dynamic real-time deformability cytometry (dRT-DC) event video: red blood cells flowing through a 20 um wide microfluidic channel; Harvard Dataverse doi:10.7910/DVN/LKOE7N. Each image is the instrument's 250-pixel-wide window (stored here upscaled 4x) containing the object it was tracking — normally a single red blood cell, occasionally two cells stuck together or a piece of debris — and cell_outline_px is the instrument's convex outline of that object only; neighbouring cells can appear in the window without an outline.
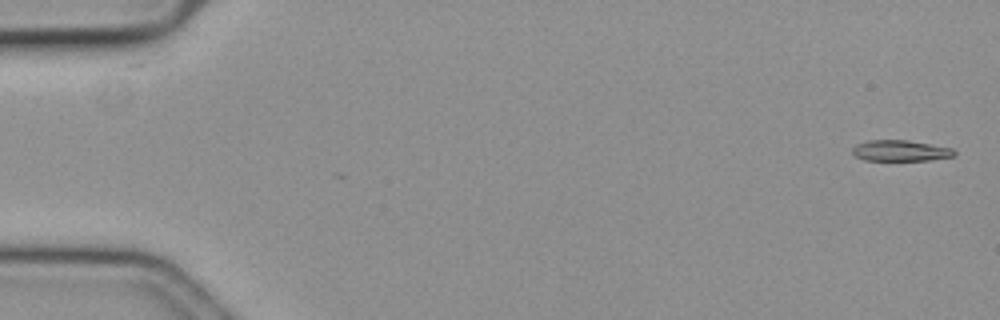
{"species": "common noctule bat (a hibernating species)", "species_latin": "Nyctalus noctula", "temperature_condition": "cold", "stored_images_in_passage": 58, "camera_frame_rate_fps": 3000, "um_per_image_px": 0.085, "animal": {"sex": "female", "body_mass_g": 19.3, "forearm_length_mm": 54.1}, "frame": {"image": 1, "passage_image": 1, "time_ms": 0.0, "image_size_px": [1000, 320], "cell_outline_px": [[956, 152], [952, 156], [928, 160], [864, 160], [856, 156], [852, 152], [852, 148], [856, 144], [868, 140], [908, 140], [952, 148]], "centroid_in_image_um": [76.5, 12.8], "position_along_channel_um": 8.5, "area_um2": 12.31}}
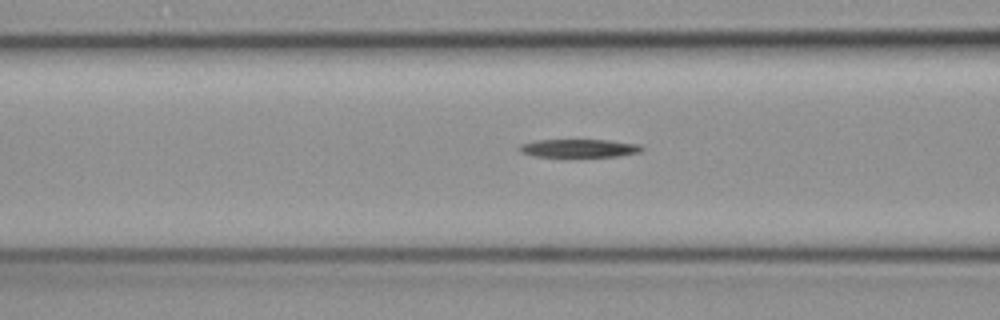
{"frame": {"image": 2, "passage_image": 23, "time_ms": 7.333, "image_size_px": [1000, 320], "cell_outline_px": [[644, 148], [640, 152], [620, 156], [532, 156], [520, 152], [516, 148], [520, 144], [536, 140], [608, 140], [640, 144]], "centroid_in_image_um": [49.2, 12.59], "position_along_channel_um": 117.4, "area_um2": 12.95}}
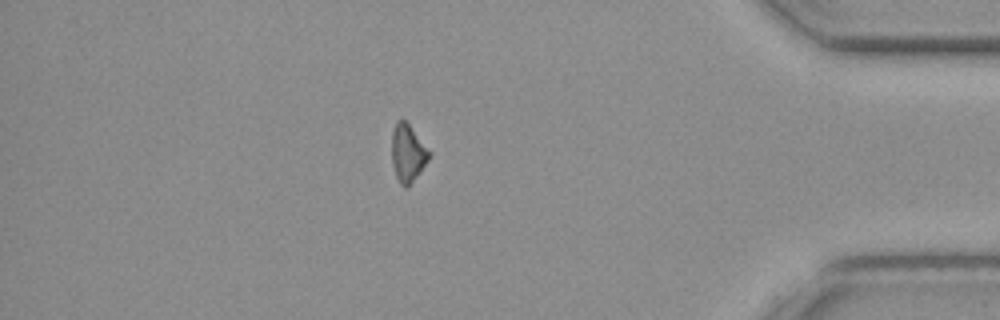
{"frame": {"image": 3, "passage_image": 50, "time_ms": 16.333, "image_size_px": [1000, 320], "cell_outline_px": [[432, 152], [428, 160], [420, 172], [408, 188], [404, 188], [400, 184], [396, 176], [392, 164], [392, 132], [396, 120], [404, 120], [408, 124]], "centroid_in_image_um": [34.66, 13.04], "position_along_channel_um": 400.5, "area_um2": 12.6}}